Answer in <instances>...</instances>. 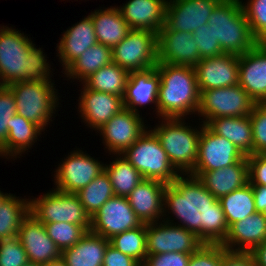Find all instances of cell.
<instances>
[{"mask_svg": "<svg viewBox=\"0 0 266 266\" xmlns=\"http://www.w3.org/2000/svg\"><path fill=\"white\" fill-rule=\"evenodd\" d=\"M104 170L109 176L115 196L127 197L144 179L142 174L122 155L109 165L105 164Z\"/></svg>", "mask_w": 266, "mask_h": 266, "instance_id": "836d02e7", "label": "cell"}, {"mask_svg": "<svg viewBox=\"0 0 266 266\" xmlns=\"http://www.w3.org/2000/svg\"><path fill=\"white\" fill-rule=\"evenodd\" d=\"M206 189L217 199L241 188L249 182L248 161L241 159L237 163L206 172H191Z\"/></svg>", "mask_w": 266, "mask_h": 266, "instance_id": "d4e9b609", "label": "cell"}, {"mask_svg": "<svg viewBox=\"0 0 266 266\" xmlns=\"http://www.w3.org/2000/svg\"><path fill=\"white\" fill-rule=\"evenodd\" d=\"M200 91L239 84V56L223 54L202 58L195 66Z\"/></svg>", "mask_w": 266, "mask_h": 266, "instance_id": "e0dca14e", "label": "cell"}, {"mask_svg": "<svg viewBox=\"0 0 266 266\" xmlns=\"http://www.w3.org/2000/svg\"><path fill=\"white\" fill-rule=\"evenodd\" d=\"M43 130L39 125L25 119L24 117L14 115L8 121V135L6 143L0 148V156H11L10 158H17L16 156L24 153L32 147V144L37 141V136ZM28 148V149H27Z\"/></svg>", "mask_w": 266, "mask_h": 266, "instance_id": "4dcf8cb0", "label": "cell"}, {"mask_svg": "<svg viewBox=\"0 0 266 266\" xmlns=\"http://www.w3.org/2000/svg\"><path fill=\"white\" fill-rule=\"evenodd\" d=\"M29 262L19 236L0 240V266H24Z\"/></svg>", "mask_w": 266, "mask_h": 266, "instance_id": "b9f144b4", "label": "cell"}, {"mask_svg": "<svg viewBox=\"0 0 266 266\" xmlns=\"http://www.w3.org/2000/svg\"><path fill=\"white\" fill-rule=\"evenodd\" d=\"M29 213L42 223L67 222L91 228V217L74 193L56 189L29 200Z\"/></svg>", "mask_w": 266, "mask_h": 266, "instance_id": "ba28073f", "label": "cell"}, {"mask_svg": "<svg viewBox=\"0 0 266 266\" xmlns=\"http://www.w3.org/2000/svg\"><path fill=\"white\" fill-rule=\"evenodd\" d=\"M170 221L167 217L162 220L164 223L146 224L147 256L168 252L192 254L204 244L195 233Z\"/></svg>", "mask_w": 266, "mask_h": 266, "instance_id": "8fae6325", "label": "cell"}, {"mask_svg": "<svg viewBox=\"0 0 266 266\" xmlns=\"http://www.w3.org/2000/svg\"><path fill=\"white\" fill-rule=\"evenodd\" d=\"M203 124L212 132L232 142L245 156L253 154L250 115L209 119Z\"/></svg>", "mask_w": 266, "mask_h": 266, "instance_id": "f1b7e54d", "label": "cell"}, {"mask_svg": "<svg viewBox=\"0 0 266 266\" xmlns=\"http://www.w3.org/2000/svg\"><path fill=\"white\" fill-rule=\"evenodd\" d=\"M167 0H129L118 7L131 29L156 34L165 25Z\"/></svg>", "mask_w": 266, "mask_h": 266, "instance_id": "cb8c5ba5", "label": "cell"}, {"mask_svg": "<svg viewBox=\"0 0 266 266\" xmlns=\"http://www.w3.org/2000/svg\"><path fill=\"white\" fill-rule=\"evenodd\" d=\"M141 224L127 197L114 195L91 217L90 231L109 240Z\"/></svg>", "mask_w": 266, "mask_h": 266, "instance_id": "5bb4252c", "label": "cell"}, {"mask_svg": "<svg viewBox=\"0 0 266 266\" xmlns=\"http://www.w3.org/2000/svg\"><path fill=\"white\" fill-rule=\"evenodd\" d=\"M164 120V121H163ZM184 118H162L161 125L151 130L158 138L173 167L180 174H190L198 156L200 131L186 126ZM183 121V122H182Z\"/></svg>", "mask_w": 266, "mask_h": 266, "instance_id": "5b68a950", "label": "cell"}, {"mask_svg": "<svg viewBox=\"0 0 266 266\" xmlns=\"http://www.w3.org/2000/svg\"><path fill=\"white\" fill-rule=\"evenodd\" d=\"M24 266H43V265L36 264V263H33V262H27Z\"/></svg>", "mask_w": 266, "mask_h": 266, "instance_id": "db71d44e", "label": "cell"}, {"mask_svg": "<svg viewBox=\"0 0 266 266\" xmlns=\"http://www.w3.org/2000/svg\"><path fill=\"white\" fill-rule=\"evenodd\" d=\"M29 214V199L8 194L0 203V240L18 235L24 218Z\"/></svg>", "mask_w": 266, "mask_h": 266, "instance_id": "d590c367", "label": "cell"}, {"mask_svg": "<svg viewBox=\"0 0 266 266\" xmlns=\"http://www.w3.org/2000/svg\"><path fill=\"white\" fill-rule=\"evenodd\" d=\"M98 43L113 48L131 30L118 7L95 10L90 14Z\"/></svg>", "mask_w": 266, "mask_h": 266, "instance_id": "f546056e", "label": "cell"}, {"mask_svg": "<svg viewBox=\"0 0 266 266\" xmlns=\"http://www.w3.org/2000/svg\"><path fill=\"white\" fill-rule=\"evenodd\" d=\"M221 0H167L165 25L170 30L194 32L207 24Z\"/></svg>", "mask_w": 266, "mask_h": 266, "instance_id": "ac0fdd59", "label": "cell"}, {"mask_svg": "<svg viewBox=\"0 0 266 266\" xmlns=\"http://www.w3.org/2000/svg\"><path fill=\"white\" fill-rule=\"evenodd\" d=\"M207 24L225 54L240 56L259 43L252 35L240 0H221Z\"/></svg>", "mask_w": 266, "mask_h": 266, "instance_id": "277c9868", "label": "cell"}, {"mask_svg": "<svg viewBox=\"0 0 266 266\" xmlns=\"http://www.w3.org/2000/svg\"><path fill=\"white\" fill-rule=\"evenodd\" d=\"M7 195H8V193H7V194L2 193L1 190H0V203L4 200V198H5Z\"/></svg>", "mask_w": 266, "mask_h": 266, "instance_id": "11a10c76", "label": "cell"}, {"mask_svg": "<svg viewBox=\"0 0 266 266\" xmlns=\"http://www.w3.org/2000/svg\"><path fill=\"white\" fill-rule=\"evenodd\" d=\"M201 126L198 156L192 172L213 171L247 159L232 142L212 132L205 124Z\"/></svg>", "mask_w": 266, "mask_h": 266, "instance_id": "7c38bea8", "label": "cell"}, {"mask_svg": "<svg viewBox=\"0 0 266 266\" xmlns=\"http://www.w3.org/2000/svg\"><path fill=\"white\" fill-rule=\"evenodd\" d=\"M121 155L142 174L144 179L171 184L180 175L151 130L146 129Z\"/></svg>", "mask_w": 266, "mask_h": 266, "instance_id": "52a82bcc", "label": "cell"}, {"mask_svg": "<svg viewBox=\"0 0 266 266\" xmlns=\"http://www.w3.org/2000/svg\"><path fill=\"white\" fill-rule=\"evenodd\" d=\"M18 236L29 262L45 265L61 258L62 252L48 236L44 224L30 213L22 221Z\"/></svg>", "mask_w": 266, "mask_h": 266, "instance_id": "d6986e66", "label": "cell"}, {"mask_svg": "<svg viewBox=\"0 0 266 266\" xmlns=\"http://www.w3.org/2000/svg\"><path fill=\"white\" fill-rule=\"evenodd\" d=\"M64 160L55 171L54 182L56 184L55 189L65 193L76 194L103 172L105 168V164L98 162L82 150H74Z\"/></svg>", "mask_w": 266, "mask_h": 266, "instance_id": "4fadbf2b", "label": "cell"}, {"mask_svg": "<svg viewBox=\"0 0 266 266\" xmlns=\"http://www.w3.org/2000/svg\"><path fill=\"white\" fill-rule=\"evenodd\" d=\"M102 266H142L137 260L128 256L112 245H108L104 254Z\"/></svg>", "mask_w": 266, "mask_h": 266, "instance_id": "681fc988", "label": "cell"}, {"mask_svg": "<svg viewBox=\"0 0 266 266\" xmlns=\"http://www.w3.org/2000/svg\"><path fill=\"white\" fill-rule=\"evenodd\" d=\"M156 71L160 76L157 98L159 118H184L185 115L198 113L201 93L194 67L158 62Z\"/></svg>", "mask_w": 266, "mask_h": 266, "instance_id": "3957f363", "label": "cell"}, {"mask_svg": "<svg viewBox=\"0 0 266 266\" xmlns=\"http://www.w3.org/2000/svg\"><path fill=\"white\" fill-rule=\"evenodd\" d=\"M76 195L87 214L92 217L114 196L112 184L107 172L104 170L86 187L80 189Z\"/></svg>", "mask_w": 266, "mask_h": 266, "instance_id": "8d00e7d4", "label": "cell"}, {"mask_svg": "<svg viewBox=\"0 0 266 266\" xmlns=\"http://www.w3.org/2000/svg\"><path fill=\"white\" fill-rule=\"evenodd\" d=\"M188 266H222V245L203 244L191 254Z\"/></svg>", "mask_w": 266, "mask_h": 266, "instance_id": "f6af8a7d", "label": "cell"}, {"mask_svg": "<svg viewBox=\"0 0 266 266\" xmlns=\"http://www.w3.org/2000/svg\"><path fill=\"white\" fill-rule=\"evenodd\" d=\"M262 213H263V215H264V217L266 219V207H265V210Z\"/></svg>", "mask_w": 266, "mask_h": 266, "instance_id": "9f6ffc18", "label": "cell"}, {"mask_svg": "<svg viewBox=\"0 0 266 266\" xmlns=\"http://www.w3.org/2000/svg\"><path fill=\"white\" fill-rule=\"evenodd\" d=\"M112 62V48L97 42L83 52L64 73L69 79L78 78L82 83L91 74Z\"/></svg>", "mask_w": 266, "mask_h": 266, "instance_id": "1f68e13d", "label": "cell"}, {"mask_svg": "<svg viewBox=\"0 0 266 266\" xmlns=\"http://www.w3.org/2000/svg\"><path fill=\"white\" fill-rule=\"evenodd\" d=\"M249 183L266 186V154L247 156Z\"/></svg>", "mask_w": 266, "mask_h": 266, "instance_id": "7dc6e473", "label": "cell"}, {"mask_svg": "<svg viewBox=\"0 0 266 266\" xmlns=\"http://www.w3.org/2000/svg\"><path fill=\"white\" fill-rule=\"evenodd\" d=\"M198 116L206 122L220 117L248 116L255 101L239 85L200 91Z\"/></svg>", "mask_w": 266, "mask_h": 266, "instance_id": "30bf717a", "label": "cell"}, {"mask_svg": "<svg viewBox=\"0 0 266 266\" xmlns=\"http://www.w3.org/2000/svg\"><path fill=\"white\" fill-rule=\"evenodd\" d=\"M166 184L153 179H143L127 196L131 208L141 223L158 222L164 216ZM162 215V217H161Z\"/></svg>", "mask_w": 266, "mask_h": 266, "instance_id": "7402d4cb", "label": "cell"}, {"mask_svg": "<svg viewBox=\"0 0 266 266\" xmlns=\"http://www.w3.org/2000/svg\"><path fill=\"white\" fill-rule=\"evenodd\" d=\"M129 75V71L112 62L91 74L82 84L88 89L115 94L123 98Z\"/></svg>", "mask_w": 266, "mask_h": 266, "instance_id": "d6a6232c", "label": "cell"}, {"mask_svg": "<svg viewBox=\"0 0 266 266\" xmlns=\"http://www.w3.org/2000/svg\"><path fill=\"white\" fill-rule=\"evenodd\" d=\"M109 242L115 249L131 256L141 265L147 258L145 223H142L137 228L113 236L109 239Z\"/></svg>", "mask_w": 266, "mask_h": 266, "instance_id": "74e56055", "label": "cell"}, {"mask_svg": "<svg viewBox=\"0 0 266 266\" xmlns=\"http://www.w3.org/2000/svg\"><path fill=\"white\" fill-rule=\"evenodd\" d=\"M43 266H67V265L62 258H59V259L51 261L48 264H45Z\"/></svg>", "mask_w": 266, "mask_h": 266, "instance_id": "f5cc1de1", "label": "cell"}, {"mask_svg": "<svg viewBox=\"0 0 266 266\" xmlns=\"http://www.w3.org/2000/svg\"><path fill=\"white\" fill-rule=\"evenodd\" d=\"M58 47V57L66 70L76 61L89 47L97 43L94 23L88 15L75 26L67 29L60 38Z\"/></svg>", "mask_w": 266, "mask_h": 266, "instance_id": "4316f807", "label": "cell"}, {"mask_svg": "<svg viewBox=\"0 0 266 266\" xmlns=\"http://www.w3.org/2000/svg\"><path fill=\"white\" fill-rule=\"evenodd\" d=\"M140 114L125 107L115 114L98 131L102 135L107 151L123 154L147 129ZM105 141V142H104Z\"/></svg>", "mask_w": 266, "mask_h": 266, "instance_id": "9a60e30c", "label": "cell"}, {"mask_svg": "<svg viewBox=\"0 0 266 266\" xmlns=\"http://www.w3.org/2000/svg\"><path fill=\"white\" fill-rule=\"evenodd\" d=\"M252 191L254 195L256 211L263 212L266 207V186L252 185Z\"/></svg>", "mask_w": 266, "mask_h": 266, "instance_id": "f907efd6", "label": "cell"}, {"mask_svg": "<svg viewBox=\"0 0 266 266\" xmlns=\"http://www.w3.org/2000/svg\"><path fill=\"white\" fill-rule=\"evenodd\" d=\"M3 27V28H2ZM0 28V86L18 81H52L50 66L41 48L19 30Z\"/></svg>", "mask_w": 266, "mask_h": 266, "instance_id": "7a4b0ae2", "label": "cell"}, {"mask_svg": "<svg viewBox=\"0 0 266 266\" xmlns=\"http://www.w3.org/2000/svg\"><path fill=\"white\" fill-rule=\"evenodd\" d=\"M192 32L170 30L164 25L157 34V61L194 67L201 59Z\"/></svg>", "mask_w": 266, "mask_h": 266, "instance_id": "2e32d148", "label": "cell"}, {"mask_svg": "<svg viewBox=\"0 0 266 266\" xmlns=\"http://www.w3.org/2000/svg\"><path fill=\"white\" fill-rule=\"evenodd\" d=\"M253 154H266V103H256L250 113Z\"/></svg>", "mask_w": 266, "mask_h": 266, "instance_id": "60d3db41", "label": "cell"}, {"mask_svg": "<svg viewBox=\"0 0 266 266\" xmlns=\"http://www.w3.org/2000/svg\"><path fill=\"white\" fill-rule=\"evenodd\" d=\"M218 200L228 226L257 212L252 185L249 182Z\"/></svg>", "mask_w": 266, "mask_h": 266, "instance_id": "e575fe53", "label": "cell"}, {"mask_svg": "<svg viewBox=\"0 0 266 266\" xmlns=\"http://www.w3.org/2000/svg\"><path fill=\"white\" fill-rule=\"evenodd\" d=\"M160 84V76L156 67L142 71L130 72L125 93L123 95V105L126 109L139 114L137 107L153 103L157 109V98ZM137 106V107H136Z\"/></svg>", "mask_w": 266, "mask_h": 266, "instance_id": "484cf974", "label": "cell"}, {"mask_svg": "<svg viewBox=\"0 0 266 266\" xmlns=\"http://www.w3.org/2000/svg\"><path fill=\"white\" fill-rule=\"evenodd\" d=\"M51 81H18L6 86L13 94L16 113L43 130L56 112L59 99Z\"/></svg>", "mask_w": 266, "mask_h": 266, "instance_id": "8992f818", "label": "cell"}, {"mask_svg": "<svg viewBox=\"0 0 266 266\" xmlns=\"http://www.w3.org/2000/svg\"><path fill=\"white\" fill-rule=\"evenodd\" d=\"M222 266H257L251 252L228 251L222 246Z\"/></svg>", "mask_w": 266, "mask_h": 266, "instance_id": "c3c4849f", "label": "cell"}, {"mask_svg": "<svg viewBox=\"0 0 266 266\" xmlns=\"http://www.w3.org/2000/svg\"><path fill=\"white\" fill-rule=\"evenodd\" d=\"M241 4L253 37L266 42V0H248L245 4L241 1Z\"/></svg>", "mask_w": 266, "mask_h": 266, "instance_id": "ab89813d", "label": "cell"}, {"mask_svg": "<svg viewBox=\"0 0 266 266\" xmlns=\"http://www.w3.org/2000/svg\"><path fill=\"white\" fill-rule=\"evenodd\" d=\"M191 254L168 252L147 256L142 266H188Z\"/></svg>", "mask_w": 266, "mask_h": 266, "instance_id": "bcb514c9", "label": "cell"}, {"mask_svg": "<svg viewBox=\"0 0 266 266\" xmlns=\"http://www.w3.org/2000/svg\"><path fill=\"white\" fill-rule=\"evenodd\" d=\"M239 85L255 103H266V42L239 56Z\"/></svg>", "mask_w": 266, "mask_h": 266, "instance_id": "ffe728a7", "label": "cell"}, {"mask_svg": "<svg viewBox=\"0 0 266 266\" xmlns=\"http://www.w3.org/2000/svg\"><path fill=\"white\" fill-rule=\"evenodd\" d=\"M257 266H266V240L259 244L252 252Z\"/></svg>", "mask_w": 266, "mask_h": 266, "instance_id": "816d5d0a", "label": "cell"}, {"mask_svg": "<svg viewBox=\"0 0 266 266\" xmlns=\"http://www.w3.org/2000/svg\"><path fill=\"white\" fill-rule=\"evenodd\" d=\"M16 115L15 98L6 86H0V148L6 143L8 121Z\"/></svg>", "mask_w": 266, "mask_h": 266, "instance_id": "ee69618b", "label": "cell"}, {"mask_svg": "<svg viewBox=\"0 0 266 266\" xmlns=\"http://www.w3.org/2000/svg\"><path fill=\"white\" fill-rule=\"evenodd\" d=\"M109 240L92 231L72 247L62 251L61 258L67 266H102Z\"/></svg>", "mask_w": 266, "mask_h": 266, "instance_id": "83f0119b", "label": "cell"}, {"mask_svg": "<svg viewBox=\"0 0 266 266\" xmlns=\"http://www.w3.org/2000/svg\"><path fill=\"white\" fill-rule=\"evenodd\" d=\"M43 224L48 236L57 245L61 252L74 246L88 231L84 226L74 225L67 222Z\"/></svg>", "mask_w": 266, "mask_h": 266, "instance_id": "f35d334b", "label": "cell"}, {"mask_svg": "<svg viewBox=\"0 0 266 266\" xmlns=\"http://www.w3.org/2000/svg\"><path fill=\"white\" fill-rule=\"evenodd\" d=\"M188 176V177H187ZM180 174L171 184H166V208L177 219L178 226L195 233L204 244H222L229 226L219 200L193 175Z\"/></svg>", "mask_w": 266, "mask_h": 266, "instance_id": "6da1fadb", "label": "cell"}, {"mask_svg": "<svg viewBox=\"0 0 266 266\" xmlns=\"http://www.w3.org/2000/svg\"><path fill=\"white\" fill-rule=\"evenodd\" d=\"M265 240L266 219L262 212H256L241 221L232 223L221 245L228 251L252 252Z\"/></svg>", "mask_w": 266, "mask_h": 266, "instance_id": "603a6c76", "label": "cell"}, {"mask_svg": "<svg viewBox=\"0 0 266 266\" xmlns=\"http://www.w3.org/2000/svg\"><path fill=\"white\" fill-rule=\"evenodd\" d=\"M82 86L84 87L81 96H79V113H81L85 123L93 130L100 129L124 108L121 96L94 91L88 89L84 84Z\"/></svg>", "mask_w": 266, "mask_h": 266, "instance_id": "44dd1931", "label": "cell"}, {"mask_svg": "<svg viewBox=\"0 0 266 266\" xmlns=\"http://www.w3.org/2000/svg\"><path fill=\"white\" fill-rule=\"evenodd\" d=\"M112 60L129 72L156 67L157 34L148 30L131 29L127 36L112 48Z\"/></svg>", "mask_w": 266, "mask_h": 266, "instance_id": "9c48e42d", "label": "cell"}, {"mask_svg": "<svg viewBox=\"0 0 266 266\" xmlns=\"http://www.w3.org/2000/svg\"><path fill=\"white\" fill-rule=\"evenodd\" d=\"M193 38L198 43L199 58H209L223 55V51L215 39L212 27L202 25L193 32Z\"/></svg>", "mask_w": 266, "mask_h": 266, "instance_id": "7bdbcfd3", "label": "cell"}]
</instances>
